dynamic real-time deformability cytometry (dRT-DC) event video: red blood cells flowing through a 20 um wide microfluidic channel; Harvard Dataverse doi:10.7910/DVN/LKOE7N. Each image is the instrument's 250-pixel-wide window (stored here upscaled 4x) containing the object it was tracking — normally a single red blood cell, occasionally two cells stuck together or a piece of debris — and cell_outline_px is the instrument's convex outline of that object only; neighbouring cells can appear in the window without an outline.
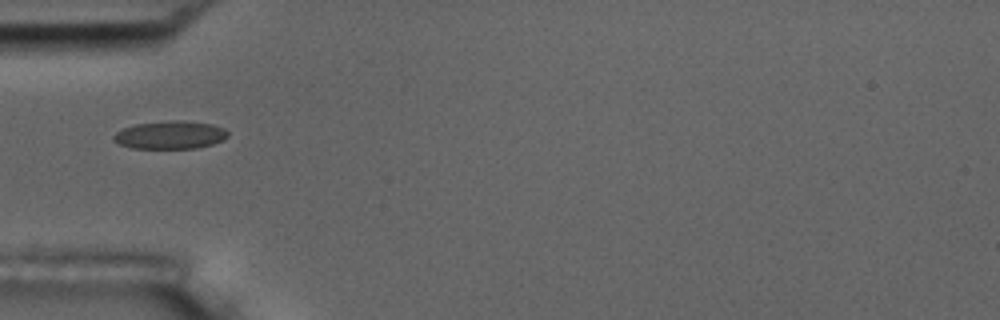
{"species": "common noctule bat (a hibernating species)", "species_latin": "Nyctalus noctula", "temperature_condition": "room temperature", "stored_images_in_passage": 20, "camera_frame_rate_fps": 3000, "um_per_image_px": 0.085, "animal": {"sex": "male", "body_mass_g": 17.5, "forearm_length_mm": 52.3}, "frame": {"image": 1, "passage_image": 1, "time_ms": 0.0, "image_size_px": [1000, 320], "cell_outline_px": [[228, 136], [224, 140], [212, 144], [196, 148], [132, 148], [120, 144], [112, 140], [112, 136], [116, 132], [124, 128], [136, 124], [172, 120], [180, 120], [212, 124], [224, 128], [228, 132]], "centroid_in_image_um": [14.47, 11.47], "position_along_channel_um": 70.5, "area_um2": 18.61}}